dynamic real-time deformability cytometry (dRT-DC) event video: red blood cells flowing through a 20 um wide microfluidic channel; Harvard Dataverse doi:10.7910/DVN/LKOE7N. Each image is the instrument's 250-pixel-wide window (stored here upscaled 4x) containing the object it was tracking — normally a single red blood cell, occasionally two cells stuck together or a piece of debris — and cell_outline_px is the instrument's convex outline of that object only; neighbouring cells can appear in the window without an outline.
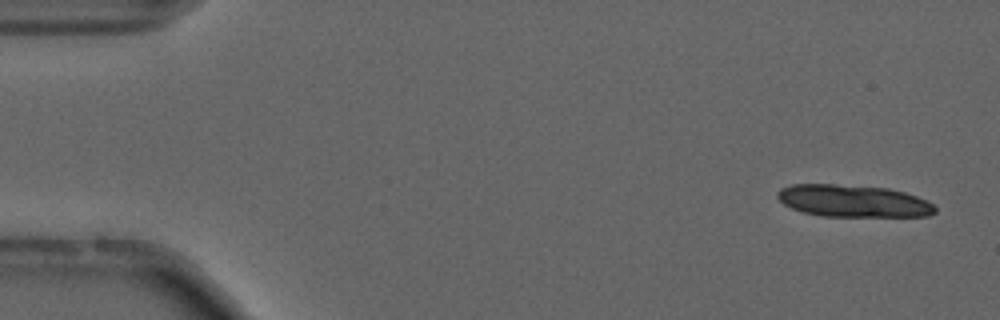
{"species": "common noctule bat (a hibernating species)", "species_latin": "Nyctalus noctula", "temperature_condition": "cold", "stored_images_in_passage": 15, "camera_frame_rate_fps": 3000, "um_per_image_px": 0.085, "animal": {"sex": "male", "forearm_length_mm": 52.5}, "frame": {"image": 1, "passage_image": 3, "time_ms": 0.667, "image_size_px": [1000, 320], "cell_outline_px": [[936, 212], [928, 216], [820, 216], [804, 212], [792, 208], [784, 204], [776, 196], [776, 192], [780, 188], [792, 184], [832, 184], [888, 188], [904, 192], [916, 196], [932, 204], [936, 208]], "centroid_in_image_um": [72.49, 17.08], "position_along_channel_um": 12.5, "area_um2": 29.42}}